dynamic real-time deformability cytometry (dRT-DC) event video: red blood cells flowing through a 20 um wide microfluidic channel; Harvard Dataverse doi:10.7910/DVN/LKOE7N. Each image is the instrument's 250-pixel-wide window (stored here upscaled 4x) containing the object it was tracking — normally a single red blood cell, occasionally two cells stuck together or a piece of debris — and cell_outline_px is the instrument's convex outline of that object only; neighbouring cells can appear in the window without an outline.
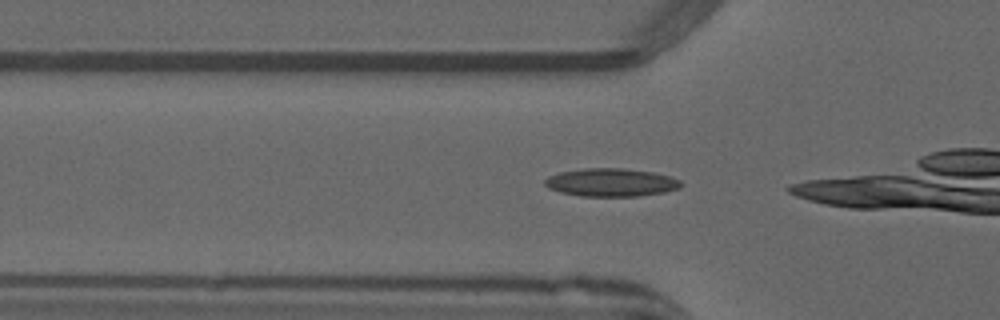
{"species": "common noctule bat (a hibernating species)", "species_latin": "Nyctalus noctula", "temperature_condition": "warm", "stored_images_in_passage": 12, "camera_frame_rate_fps": 3000, "um_per_image_px": 0.085, "animal": {"sex": "male", "forearm_length_mm": 52.5}, "frame": {"image": 1, "passage_image": 7, "time_ms": 2.0, "image_size_px": [1000, 320], "cell_outline_px": [[684, 184], [680, 188], [664, 192], [636, 196], [580, 196], [560, 192], [548, 188], [544, 184], [544, 180], [548, 176], [560, 172], [584, 168], [624, 168], [652, 172], [672, 176], [680, 180]], "centroid_in_image_um": [51.95, 15.5], "position_along_channel_um": 73.8, "area_um2": 22.43}}